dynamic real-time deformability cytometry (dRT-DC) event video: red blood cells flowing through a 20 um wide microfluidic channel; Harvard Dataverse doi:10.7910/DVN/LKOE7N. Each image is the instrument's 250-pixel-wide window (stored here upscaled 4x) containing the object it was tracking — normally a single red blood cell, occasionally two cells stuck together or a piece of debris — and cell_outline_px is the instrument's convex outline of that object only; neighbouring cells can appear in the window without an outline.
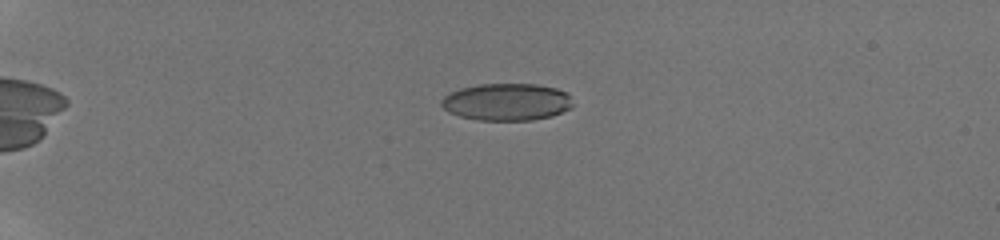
{"species": "human", "species_latin": "Homo sapiens", "temperature_condition": "room temperature", "stored_images_in_passage": 26, "camera_frame_rate_fps": 3000, "um_per_image_px": 0.085, "donor": {"sex": "male"}, "frame": {"image": 1, "passage_image": 8, "time_ms": 2.333, "image_size_px": [1000, 240], "cell_outline_px": [[572, 108], [552, 116], [532, 120], [476, 120], [460, 116], [448, 112], [440, 104], [440, 100], [444, 96], [460, 88], [480, 84], [536, 84], [556, 88], [568, 92], [572, 104]], "centroid_in_image_um": [43.08, 8.67], "position_along_channel_um": 41.9, "area_um2": 28.61}}
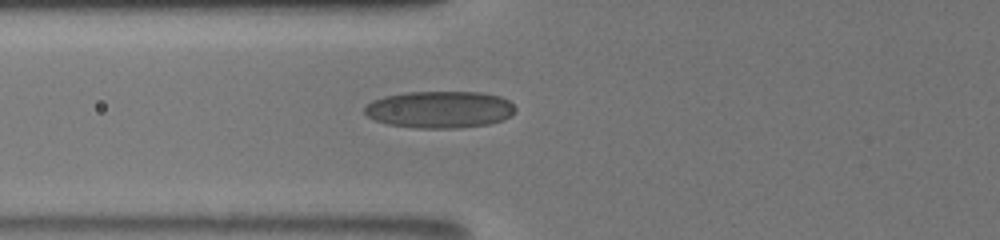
{"frame": {"image": 2, "passage_image": 17, "time_ms": 5.333, "image_size_px": [1000, 240], "cell_outline_px": [[516, 108], [512, 116], [504, 120], [488, 124], [460, 128], [412, 128], [388, 124], [376, 120], [368, 116], [364, 112], [364, 108], [372, 100], [384, 96], [408, 92], [480, 92], [500, 96], [508, 100]], "centroid_in_image_um": [37.39, 9.31], "position_along_channel_um": 88.4, "area_um2": 32.66}}
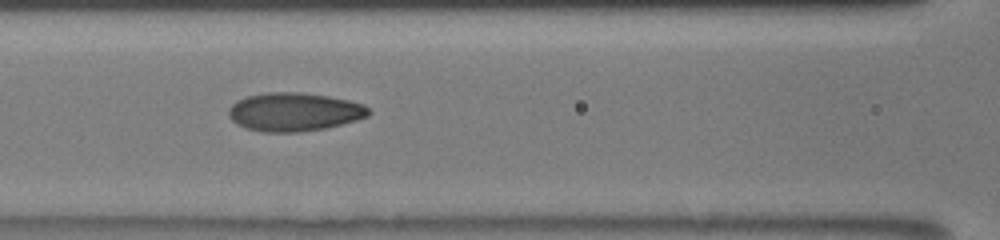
{"frame": {"image": 3, "passage_image": 21, "time_ms": 6.667, "image_size_px": [1000, 240], "cell_outline_px": [[372, 112], [368, 116], [356, 120], [324, 128], [300, 132], [260, 132], [244, 128], [236, 124], [228, 116], [228, 108], [236, 100], [244, 96], [268, 92], [300, 92], [328, 96], [348, 100], [364, 104]], "centroid_in_image_um": [24.96, 9.51], "position_along_channel_um": 141.6, "area_um2": 31.67}}